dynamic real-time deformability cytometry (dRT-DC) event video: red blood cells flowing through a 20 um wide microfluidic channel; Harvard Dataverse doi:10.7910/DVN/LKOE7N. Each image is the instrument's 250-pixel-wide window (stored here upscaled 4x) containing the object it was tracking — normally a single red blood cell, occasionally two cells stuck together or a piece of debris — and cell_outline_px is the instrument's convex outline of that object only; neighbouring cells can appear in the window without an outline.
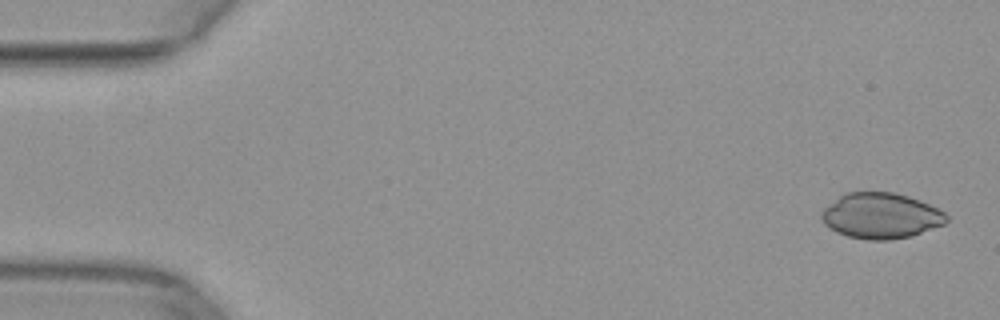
{"species": "common noctule bat (a hibernating species)", "species_latin": "Nyctalus noctula", "temperature_condition": "warm", "stored_images_in_passage": 50, "camera_frame_rate_fps": 3000, "um_per_image_px": 0.085, "animal": {"sex": "female", "body_mass_g": 29.2, "forearm_length_mm": 56.3}, "frame": {"image": 1, "passage_image": 2, "time_ms": 0.333, "image_size_px": [1000, 320], "cell_outline_px": [[948, 220], [944, 224], [912, 236], [888, 240], [868, 240], [848, 236], [836, 232], [828, 228], [824, 224], [820, 216], [820, 212], [824, 208], [844, 192], [896, 192], [920, 200], [944, 212], [948, 216]], "centroid_in_image_um": [74.85, 18.34], "position_along_channel_um": 10.1, "area_um2": 33.41}}
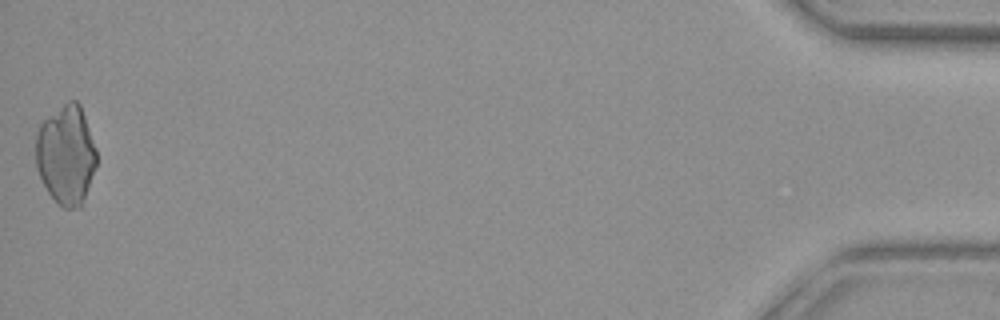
{"frame": {"image": 2, "passage_image": 50, "time_ms": 16.333, "image_size_px": [1000, 320], "cell_outline_px": [[96, 164], [80, 208], [64, 208], [56, 204], [48, 192], [36, 168], [36, 132], [40, 124], [48, 116], [68, 100], [76, 100], [80, 104], [96, 148]], "centroid_in_image_um": [5.6, 13.16], "position_along_channel_um": 429.6, "area_um2": 34.97}}